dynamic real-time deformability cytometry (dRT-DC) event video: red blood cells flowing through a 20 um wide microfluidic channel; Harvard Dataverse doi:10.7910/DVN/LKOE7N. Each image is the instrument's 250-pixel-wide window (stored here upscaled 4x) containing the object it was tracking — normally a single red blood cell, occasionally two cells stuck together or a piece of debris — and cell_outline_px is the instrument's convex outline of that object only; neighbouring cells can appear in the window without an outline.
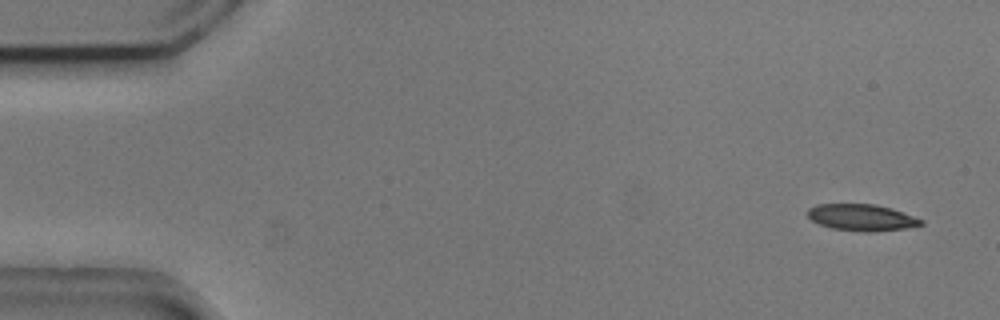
{"species": "common noctule bat (a hibernating species)", "species_latin": "Nyctalus noctula", "temperature_condition": "cold", "stored_images_in_passage": 8, "camera_frame_rate_fps": 3000, "um_per_image_px": 0.085, "animal": {"sex": "male", "body_mass_g": 20.5, "forearm_length_mm": 52.5}, "frame": {"image": 1, "passage_image": 1, "time_ms": 0.0, "image_size_px": [1000, 320], "cell_outline_px": [[924, 224], [904, 228], [872, 232], [864, 232], [832, 228], [820, 224], [812, 220], [808, 216], [808, 208], [816, 204], [876, 204], [892, 208], [924, 220]], "centroid_in_image_um": [73.25, 18.48], "position_along_channel_um": 11.8, "area_um2": 17.51}}
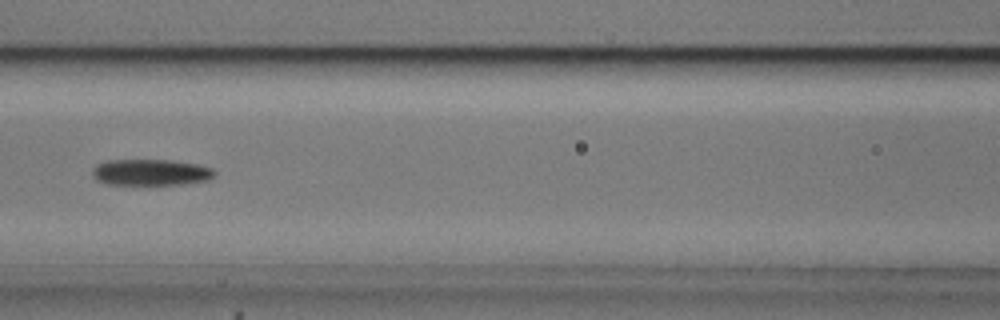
{"frame": {"image": 2, "passage_image": 7, "time_ms": 2.0, "image_size_px": [1000, 320], "cell_outline_px": [[216, 172], [208, 180], [184, 184], [104, 184], [96, 180], [92, 176], [92, 168], [96, 164], [104, 160], [172, 160], [196, 164], [212, 168]], "centroid_in_image_um": [12.76, 14.64], "position_along_channel_um": 153.8, "area_um2": 18.79}}
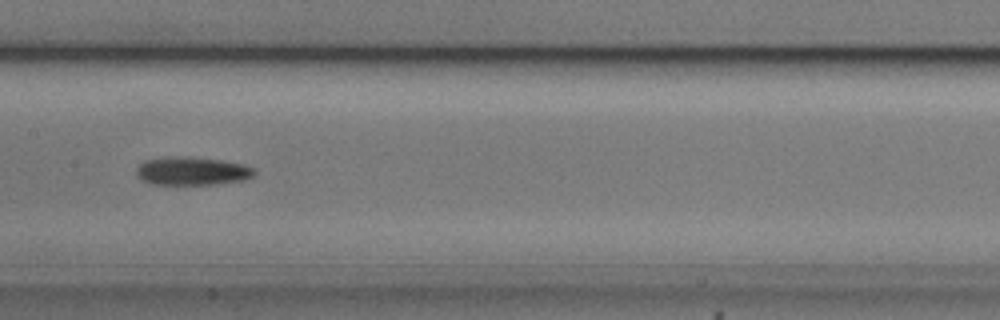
{"frame": {"image": 3, "passage_image": 8, "time_ms": 2.333, "image_size_px": [1000, 320], "cell_outline_px": [[256, 172], [252, 176], [244, 180], [212, 184], [152, 184], [140, 180], [136, 176], [136, 168], [144, 160], [172, 156], [188, 156], [220, 160], [244, 164], [256, 168]], "centroid_in_image_um": [16.3, 14.53], "position_along_channel_um": 191.1, "area_um2": 19.59}}